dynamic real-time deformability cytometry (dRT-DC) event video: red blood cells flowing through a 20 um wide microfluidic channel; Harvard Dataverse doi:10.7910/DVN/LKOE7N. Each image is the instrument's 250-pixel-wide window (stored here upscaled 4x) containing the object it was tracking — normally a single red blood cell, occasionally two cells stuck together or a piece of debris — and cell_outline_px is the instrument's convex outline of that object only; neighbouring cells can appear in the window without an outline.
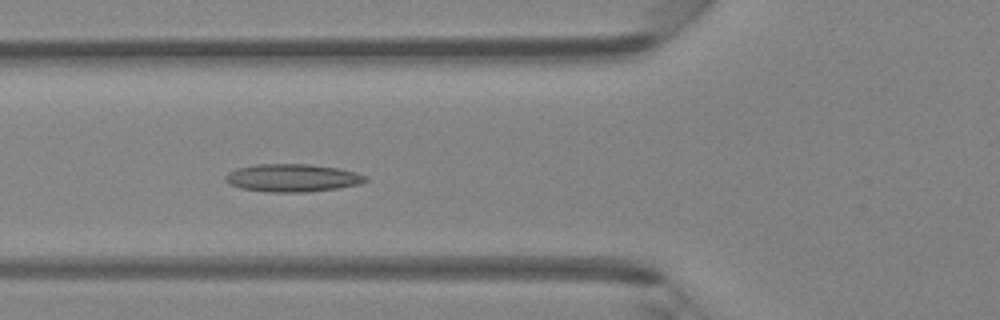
{"species": "Egyptian fruit bat (a non-hibernating species)", "species_latin": "Rousettus aegyptiacus", "temperature_condition": "room temperature", "stored_images_in_passage": 42, "camera_frame_rate_fps": 3000, "um_per_image_px": 0.085, "animal": {"sex": "female"}, "frame": {"image": 1, "passage_image": 12, "time_ms": 3.667, "image_size_px": [1000, 320], "cell_outline_px": [[368, 180], [360, 184], [336, 188], [304, 192], [268, 192], [240, 188], [228, 184], [224, 180], [224, 176], [228, 172], [236, 168], [256, 164], [308, 164], [340, 168], [356, 172], [368, 176]], "centroid_in_image_um": [24.83, 15.11], "position_along_channel_um": 101.0, "area_um2": 22.89}}
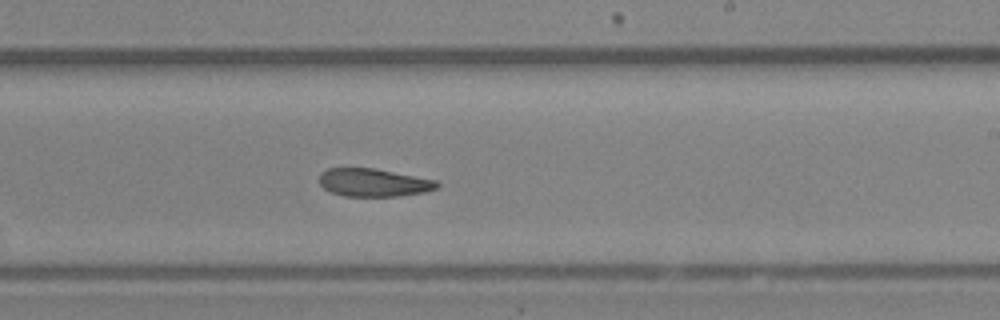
{"frame": {"image": 2, "passage_image": 23, "time_ms": 7.333, "image_size_px": [1000, 320], "cell_outline_px": [[440, 184], [436, 188], [424, 192], [400, 196], [344, 196], [332, 192], [324, 188], [320, 184], [320, 172], [328, 168], [376, 168], [436, 180]], "centroid_in_image_um": [31.75, 15.51], "position_along_channel_um": 257.2, "area_um2": 19.19}}
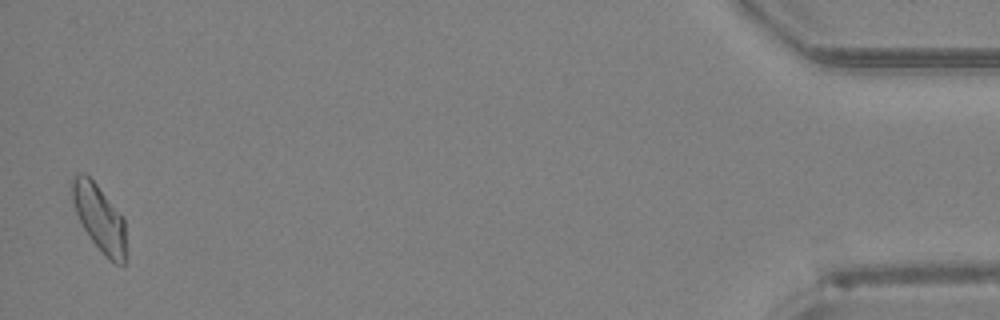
{"frame": {"image": 3, "passage_image": 41, "time_ms": 13.333, "image_size_px": [1000, 320], "cell_outline_px": [[124, 264], [116, 264], [88, 236], [76, 212], [72, 200], [72, 176], [80, 172], [84, 172], [96, 184], [124, 216]], "centroid_in_image_um": [8.42, 18.44], "position_along_channel_um": 426.8, "area_um2": 20.29}, "authors_computed_cell_mechanics": {"area_um2": 20.7502, "velocity_mm_per_s": 4.2825, "shape_relaxation_time_tau1_ms": null, "shape_relaxation_time_tau2_ms": 4.8248, "deformation_change_tau1": null, "deformation_change_tau2": 0.1048}}